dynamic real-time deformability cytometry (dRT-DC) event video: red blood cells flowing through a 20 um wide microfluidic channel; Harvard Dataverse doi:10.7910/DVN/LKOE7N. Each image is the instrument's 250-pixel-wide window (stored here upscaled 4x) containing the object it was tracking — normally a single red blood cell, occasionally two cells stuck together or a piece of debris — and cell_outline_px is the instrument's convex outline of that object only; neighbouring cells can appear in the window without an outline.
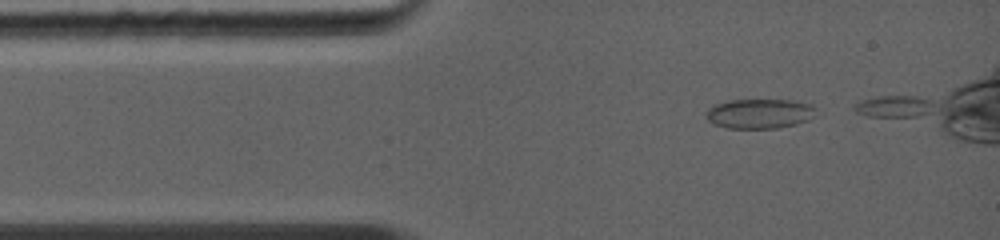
{"species": "common noctule bat (a hibernating species)", "species_latin": "Nyctalus noctula", "temperature_condition": "warm", "stored_images_in_passage": 9, "camera_frame_rate_fps": 5000, "um_per_image_px": 0.085, "animal": {"sex": "female", "body_mass_g": 19.0, "forearm_length_mm": 56.7}, "frame": {"image": 1, "passage_image": 1, "time_ms": 0.0, "image_size_px": [1000, 240], "cell_outline_px": [[816, 108], [812, 116], [808, 120], [796, 124], [776, 128], [728, 128], [712, 124], [708, 120], [704, 112], [712, 104], [728, 100], [792, 100], [812, 104]], "centroid_in_image_um": [64.51, 9.65], "position_along_channel_um": 20.5, "area_um2": 19.19}}
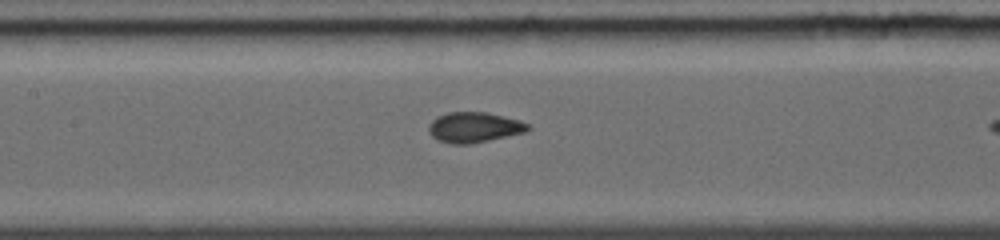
{"frame": {"image": 2, "passage_image": 8, "time_ms": 4.0, "image_size_px": [1000, 240], "cell_outline_px": [[532, 128], [524, 132], [468, 144], [452, 144], [440, 140], [432, 136], [428, 132], [428, 124], [436, 116], [448, 112], [488, 112], [520, 120], [528, 124]], "centroid_in_image_um": [40.27, 10.8], "position_along_channel_um": 167.1, "area_um2": 17.46}}